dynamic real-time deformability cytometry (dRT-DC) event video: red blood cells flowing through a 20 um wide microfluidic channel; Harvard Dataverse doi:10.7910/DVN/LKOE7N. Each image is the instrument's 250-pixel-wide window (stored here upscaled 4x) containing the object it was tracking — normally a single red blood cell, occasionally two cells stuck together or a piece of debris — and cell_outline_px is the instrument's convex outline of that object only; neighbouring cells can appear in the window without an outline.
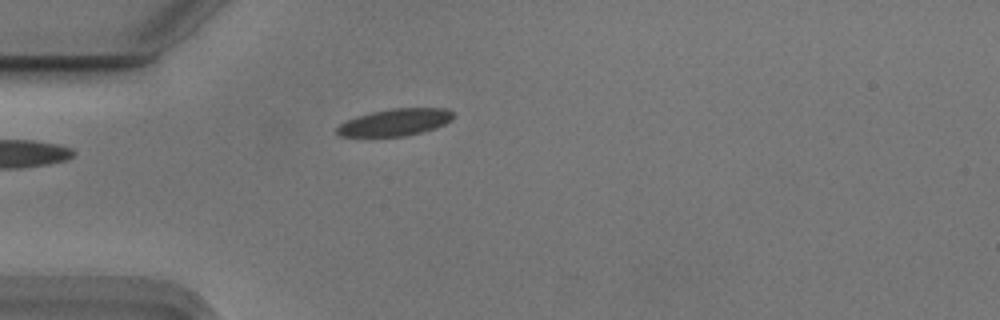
{"species": "Egyptian fruit bat (a non-hibernating species)", "species_latin": "Rousettus aegyptiacus", "temperature_condition": "cold", "stored_images_in_passage": 41, "camera_frame_rate_fps": 3000, "um_per_image_px": 0.085, "animal": {"sex": "male"}, "frame": {"image": 1, "passage_image": 1, "time_ms": 0.0, "image_size_px": [1000, 320], "cell_outline_px": [[452, 120], [436, 128], [404, 136], [340, 136], [336, 132], [336, 128], [340, 124], [356, 116], [372, 112], [392, 108], [448, 108], [452, 112]], "centroid_in_image_um": [33.59, 10.39], "position_along_channel_um": 51.4, "area_um2": 18.15}}
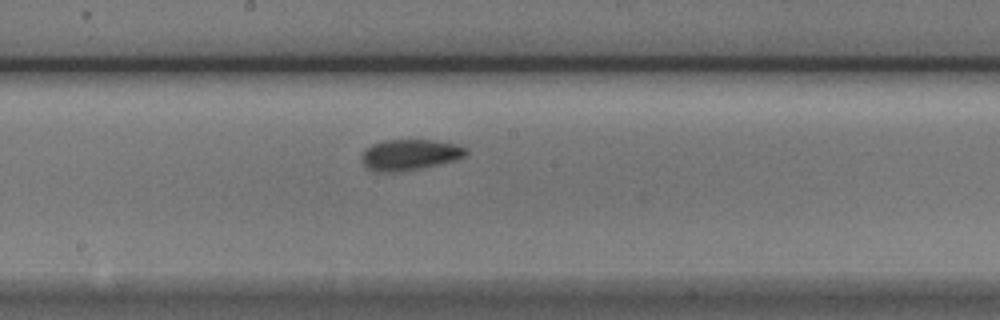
{"frame": {"image": 2, "passage_image": 15, "time_ms": 4.667, "image_size_px": [1000, 320], "cell_outline_px": [[468, 152], [464, 156], [456, 160], [420, 168], [400, 172], [376, 172], [368, 168], [360, 160], [360, 156], [364, 148], [372, 144], [384, 140], [432, 140], [456, 144], [464, 148]], "centroid_in_image_um": [34.77, 13.15], "position_along_channel_um": 213.4, "area_um2": 18.84}}
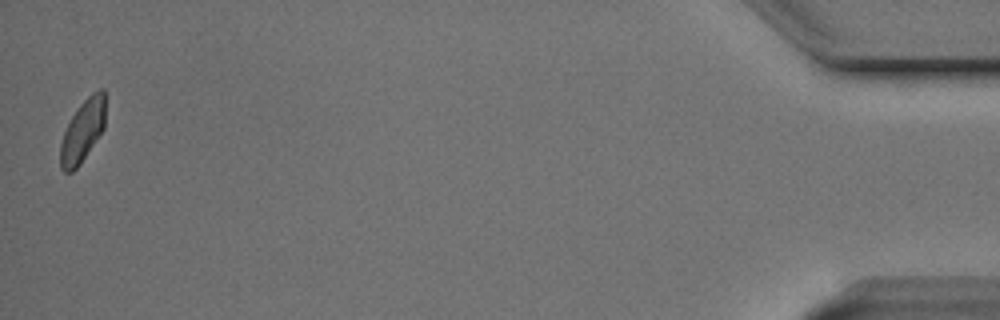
{"frame": {"image": 3, "passage_image": 40, "time_ms": 13.0, "image_size_px": [1000, 320], "cell_outline_px": [[104, 128], [80, 164], [72, 172], [64, 172], [60, 168], [60, 144], [64, 132], [72, 116], [80, 104], [92, 92], [100, 88], [104, 88]], "centroid_in_image_um": [7.01, 11.14], "position_along_channel_um": 428.2, "area_um2": 16.13}, "authors_computed_cell_mechanics": {"area_um2": 17.8602, "velocity_mm_per_s": 3.7081, "shape_relaxation_time_tau1_ms": 4.7063, "shape_relaxation_time_tau2_ms": 1.8355, "deformation_change_tau1": 0.0991, "deformation_change_tau2": 0.0634}}